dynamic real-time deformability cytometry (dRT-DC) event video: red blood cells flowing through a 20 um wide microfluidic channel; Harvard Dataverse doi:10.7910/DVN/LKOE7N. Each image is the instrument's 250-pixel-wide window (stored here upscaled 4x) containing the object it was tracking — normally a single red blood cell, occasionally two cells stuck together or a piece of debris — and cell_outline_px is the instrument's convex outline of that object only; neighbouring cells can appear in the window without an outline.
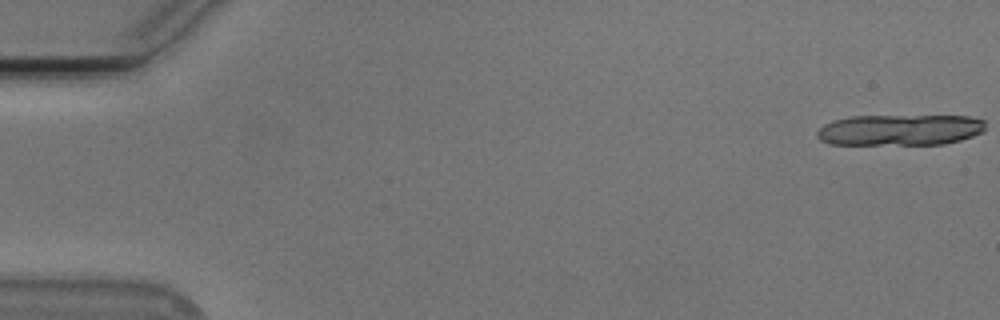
{"species": "Egyptian fruit bat (a non-hibernating species)", "species_latin": "Rousettus aegyptiacus", "temperature_condition": "cold", "stored_images_in_passage": 21, "camera_frame_rate_fps": 3000, "um_per_image_px": 0.085, "animal": {"sex": "male"}, "frame": {"image": 1, "passage_image": 1, "time_ms": 0.0, "image_size_px": [1000, 320], "cell_outline_px": [[984, 132], [960, 140], [944, 144], [828, 144], [820, 140], [816, 136], [816, 132], [824, 124], [832, 120], [848, 116], [972, 116], [984, 120]], "centroid_in_image_um": [76.47, 11.04], "position_along_channel_um": 8.5, "area_um2": 30.63}}